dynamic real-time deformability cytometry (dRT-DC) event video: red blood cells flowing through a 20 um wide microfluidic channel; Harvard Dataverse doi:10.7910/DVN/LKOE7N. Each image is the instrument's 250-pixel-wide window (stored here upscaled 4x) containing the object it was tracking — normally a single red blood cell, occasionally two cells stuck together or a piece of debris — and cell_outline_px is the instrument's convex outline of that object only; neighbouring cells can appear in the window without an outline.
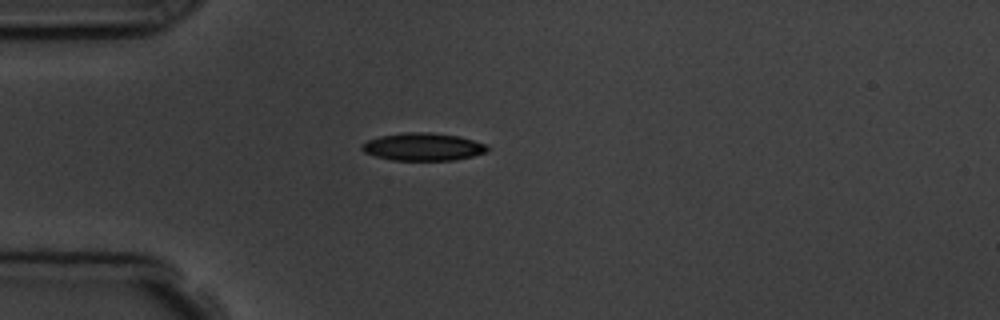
{"species": "common noctule bat (a hibernating species)", "species_latin": "Nyctalus noctula", "temperature_condition": "room temperature", "stored_images_in_passage": 4, "camera_frame_rate_fps": 3000, "um_per_image_px": 0.085, "animal": {"sex": "male", "body_mass_g": 19.5, "forearm_length_mm": 54.6}, "frame": {"image": 1, "passage_image": 4, "time_ms": 4.333, "image_size_px": [1000, 320], "cell_outline_px": [[488, 152], [456, 160], [392, 160], [376, 156], [364, 152], [360, 148], [360, 144], [368, 140], [380, 136], [400, 132], [428, 132], [460, 136], [488, 144]], "centroid_in_image_um": [35.97, 12.47], "position_along_channel_um": 49.0, "area_um2": 20.46}}